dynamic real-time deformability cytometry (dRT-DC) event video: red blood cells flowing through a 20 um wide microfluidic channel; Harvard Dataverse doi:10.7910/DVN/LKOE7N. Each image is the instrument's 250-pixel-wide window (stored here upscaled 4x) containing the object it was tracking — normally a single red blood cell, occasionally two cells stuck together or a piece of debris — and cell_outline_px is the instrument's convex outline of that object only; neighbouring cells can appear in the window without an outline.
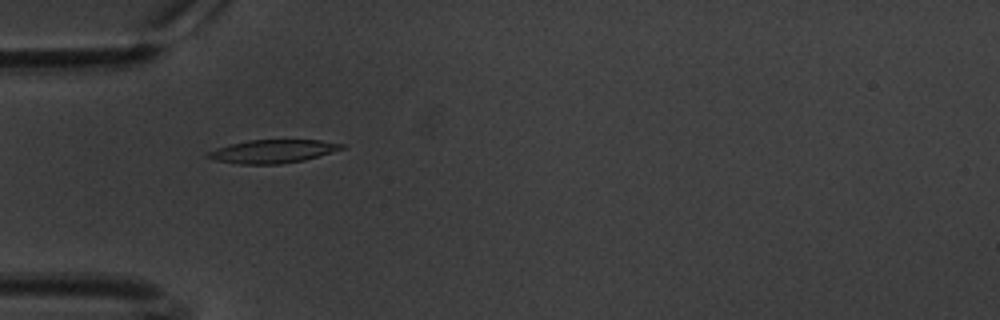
{"species": "common noctule bat (a hibernating species)", "species_latin": "Nyctalus noctula", "temperature_condition": "warm", "stored_images_in_passage": 42, "camera_frame_rate_fps": 3000, "um_per_image_px": 0.085, "animal": {"sex": "male", "body_mass_g": 20.1, "forearm_length_mm": 53.5}, "frame": {"image": 1, "passage_image": 1, "time_ms": 0.0, "image_size_px": [1000, 320], "cell_outline_px": [[348, 144], [344, 148], [332, 152], [304, 160], [280, 164], [240, 164], [216, 160], [204, 156], [208, 152], [216, 148], [248, 140], [320, 140]], "centroid_in_image_um": [23.21, 12.86], "position_along_channel_um": 61.8, "area_um2": 18.09}}
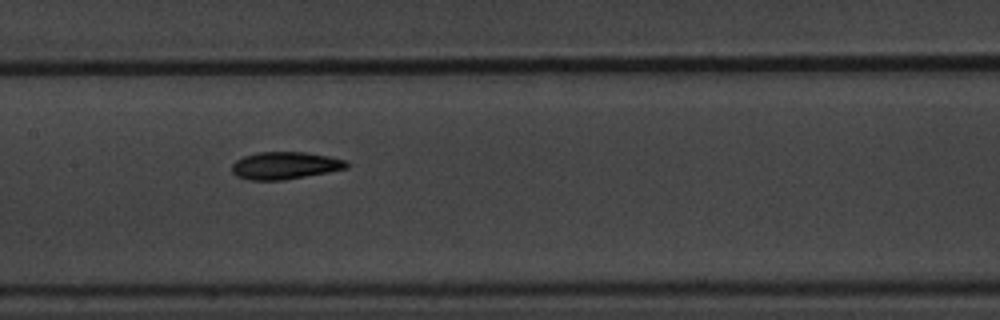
{"frame": {"image": 2, "passage_image": 12, "time_ms": 3.667, "image_size_px": [1000, 320], "cell_outline_px": [[348, 168], [328, 172], [284, 180], [248, 180], [236, 176], [232, 172], [232, 164], [236, 160], [244, 156], [256, 152], [304, 152], [328, 156], [344, 160], [348, 164]], "centroid_in_image_um": [24.19, 14.07], "position_along_channel_um": 183.2, "area_um2": 18.26}}
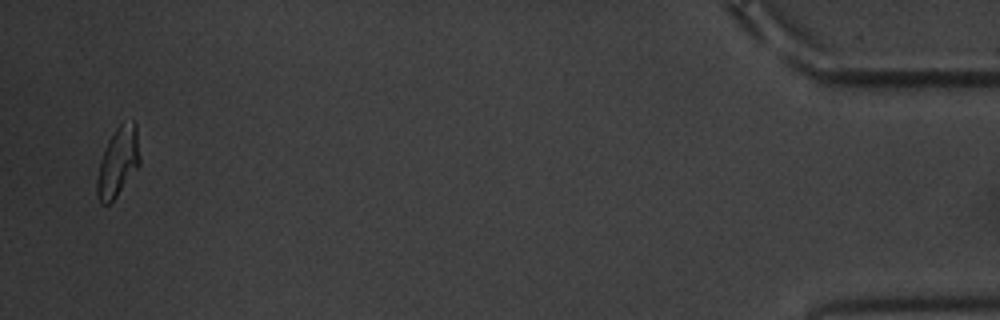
{"frame": {"image": 3, "passage_image": 41, "time_ms": 13.333, "image_size_px": [1000, 320], "cell_outline_px": [[140, 164], [116, 196], [108, 204], [100, 204], [96, 192], [96, 180], [100, 160], [108, 140], [116, 128], [120, 124], [132, 120], [136, 124], [140, 156]], "centroid_in_image_um": [10.02, 13.76], "position_along_channel_um": 425.2, "area_um2": 17.17}, "authors_computed_cell_mechanics": {"area_um2": 17.8313, "velocity_mm_per_s": 3.3638, "shape_relaxation_time_tau1_ms": 3.718, "shape_relaxation_time_tau2_ms": 4.2673, "deformation_change_tau1": 0.1415, "deformation_change_tau2": 0.0965}}